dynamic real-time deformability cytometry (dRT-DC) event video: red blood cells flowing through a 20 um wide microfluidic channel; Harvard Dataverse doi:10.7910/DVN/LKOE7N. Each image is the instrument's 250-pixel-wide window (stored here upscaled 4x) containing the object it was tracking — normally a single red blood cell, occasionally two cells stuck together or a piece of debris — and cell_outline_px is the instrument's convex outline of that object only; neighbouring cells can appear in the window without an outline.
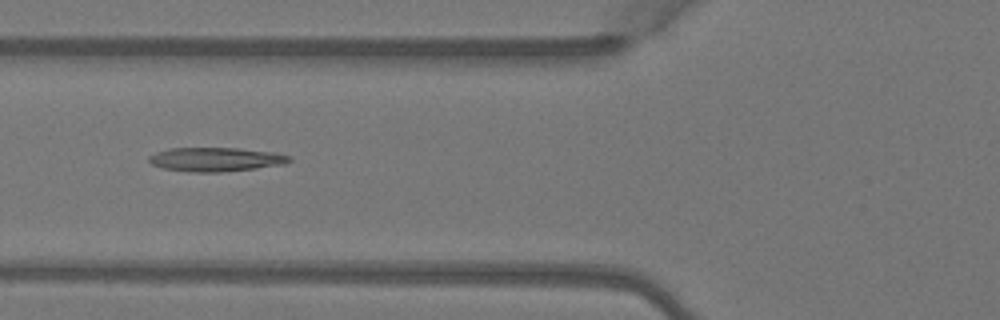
{"species": "Egyptian fruit bat (a non-hibernating species)", "species_latin": "Rousettus aegyptiacus", "temperature_condition": "warm", "stored_images_in_passage": 6, "camera_frame_rate_fps": 3000, "um_per_image_px": 0.085, "animal": {"sex": "female"}, "frame": {"image": 1, "passage_image": 6, "time_ms": 1.667, "image_size_px": [1000, 320], "cell_outline_px": [[292, 160], [284, 164], [256, 168], [220, 172], [188, 172], [164, 168], [152, 164], [148, 160], [148, 156], [156, 152], [168, 148], [240, 148], [276, 152], [292, 156]], "centroid_in_image_um": [18.36, 13.54], "position_along_channel_um": 107.4, "area_um2": 19.77}}